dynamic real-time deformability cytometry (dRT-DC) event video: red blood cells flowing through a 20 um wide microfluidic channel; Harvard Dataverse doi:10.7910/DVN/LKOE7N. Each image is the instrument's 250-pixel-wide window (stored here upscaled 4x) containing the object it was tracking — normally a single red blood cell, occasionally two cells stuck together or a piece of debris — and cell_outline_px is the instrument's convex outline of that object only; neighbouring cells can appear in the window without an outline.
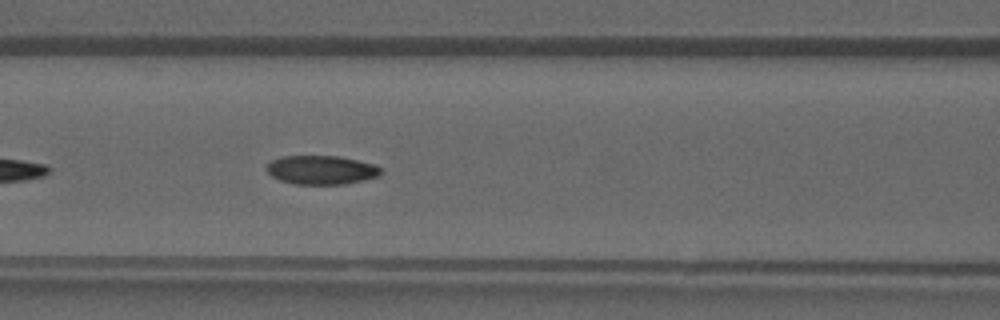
{"species": "common noctule bat (a hibernating species)", "species_latin": "Nyctalus noctula", "temperature_condition": "warm", "stored_images_in_passage": 31, "camera_frame_rate_fps": 3000, "um_per_image_px": 0.085, "animal": {"sex": "male", "forearm_length_mm": 52.5}, "frame": {"image": 1, "passage_image": 17, "time_ms": 5.333, "image_size_px": [1000, 320], "cell_outline_px": [[384, 172], [380, 176], [364, 180], [344, 184], [296, 184], [280, 180], [272, 176], [264, 168], [272, 160], [280, 156], [340, 156], [376, 164]], "centroid_in_image_um": [27.35, 14.44], "position_along_channel_um": 139.3, "area_um2": 19.42}}
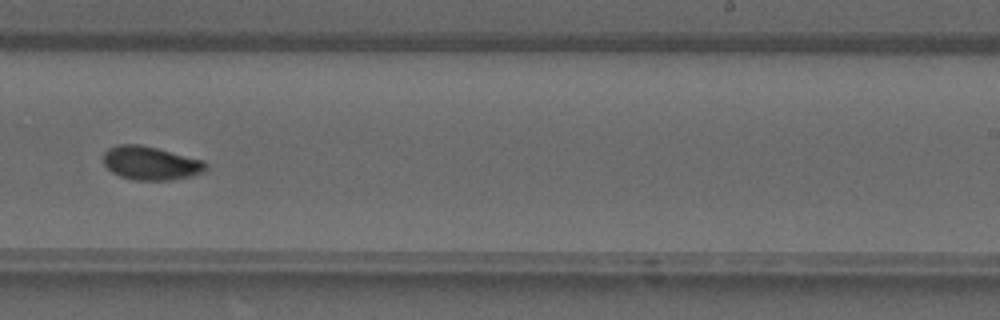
{"frame": {"image": 2, "passage_image": 25, "time_ms": 8.0, "image_size_px": [1000, 320], "cell_outline_px": [[208, 168], [192, 176], [168, 180], [136, 180], [120, 176], [112, 172], [104, 164], [104, 152], [108, 148], [116, 144], [140, 144], [204, 160]], "centroid_in_image_um": [12.79, 13.86], "position_along_channel_um": 276.2, "area_um2": 19.94}}